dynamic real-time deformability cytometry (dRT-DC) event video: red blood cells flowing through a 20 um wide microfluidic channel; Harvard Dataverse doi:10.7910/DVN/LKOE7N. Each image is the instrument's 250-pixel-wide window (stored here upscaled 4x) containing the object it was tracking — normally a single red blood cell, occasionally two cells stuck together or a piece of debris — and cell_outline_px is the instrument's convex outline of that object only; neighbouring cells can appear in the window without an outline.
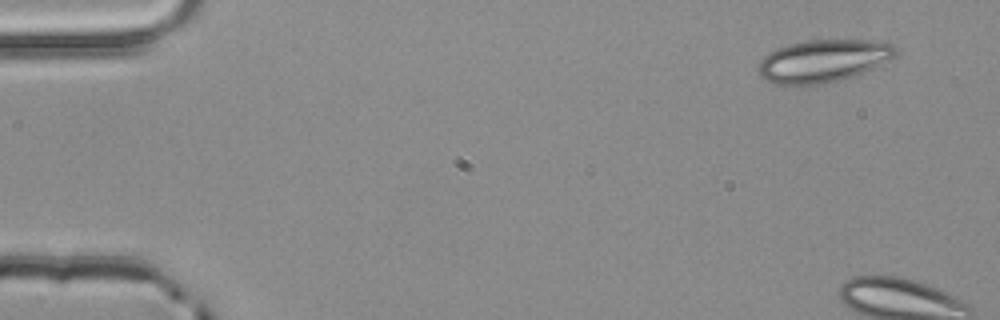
{"species": "common noctule bat (a hibernating species)", "species_latin": "Nyctalus noctula", "temperature_condition": "room temperature", "stored_images_in_passage": 5, "camera_frame_rate_fps": 3000, "um_per_image_px": 0.085, "animal": {"sex": "male", "body_mass_g": 20.4}, "frame": {"image": 1, "passage_image": 1, "time_ms": 0.0, "image_size_px": [1000, 320], "cell_outline_px": [[900, 48], [896, 56], [872, 68], [852, 76], [840, 80], [816, 84], [776, 84], [760, 76], [760, 60], [768, 52], [788, 44], [804, 40], [888, 40]], "centroid_in_image_um": [70.05, 5.13], "position_along_channel_um": 15.0, "area_um2": 34.04}}